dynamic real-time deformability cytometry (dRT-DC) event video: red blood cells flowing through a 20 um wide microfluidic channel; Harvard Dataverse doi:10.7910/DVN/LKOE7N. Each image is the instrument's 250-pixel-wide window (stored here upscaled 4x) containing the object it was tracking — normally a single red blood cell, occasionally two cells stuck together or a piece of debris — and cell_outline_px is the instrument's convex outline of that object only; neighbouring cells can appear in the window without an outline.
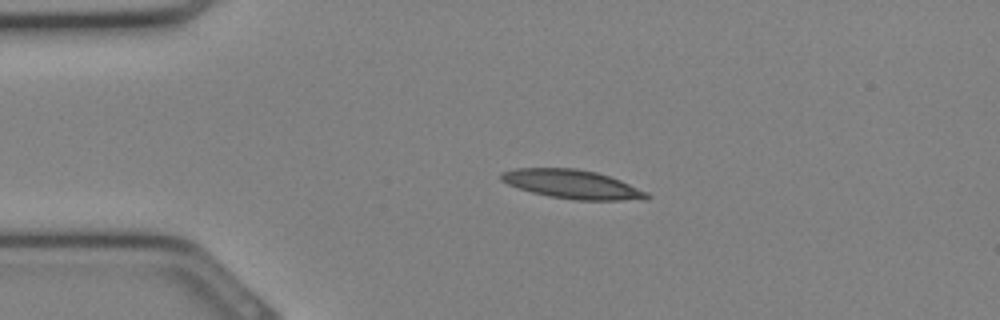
{"species": "Egyptian fruit bat (a non-hibernating species)", "species_latin": "Rousettus aegyptiacus", "temperature_condition": "cold", "stored_images_in_passage": 4, "camera_frame_rate_fps": 3000, "um_per_image_px": 0.085, "animal": {"sex": "female"}, "frame": {"image": 1, "passage_image": 1, "time_ms": 0.0, "image_size_px": [1000, 320], "cell_outline_px": [[652, 196], [648, 200], [572, 200], [548, 196], [532, 192], [508, 184], [500, 180], [500, 172], [516, 168], [576, 168], [596, 172], [620, 180], [648, 192]], "centroid_in_image_um": [48.67, 15.67], "position_along_channel_um": 36.3, "area_um2": 24.62}}